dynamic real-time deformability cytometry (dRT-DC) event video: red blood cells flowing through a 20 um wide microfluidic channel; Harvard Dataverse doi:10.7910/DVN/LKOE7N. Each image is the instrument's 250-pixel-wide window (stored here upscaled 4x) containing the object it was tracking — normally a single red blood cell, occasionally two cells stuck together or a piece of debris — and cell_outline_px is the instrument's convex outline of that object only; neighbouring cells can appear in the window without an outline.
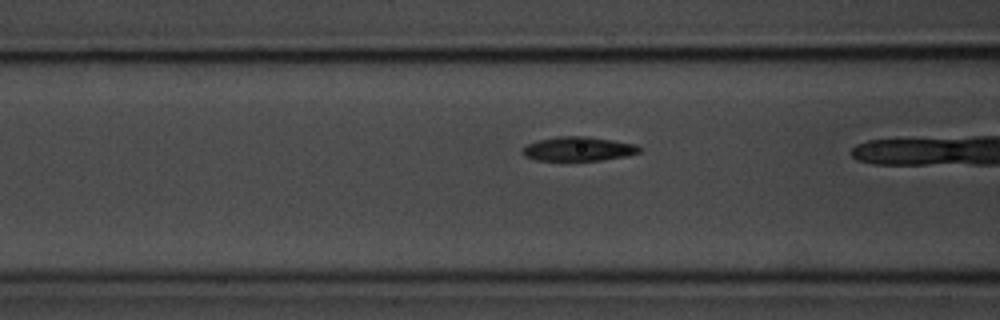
{"species": "common noctule bat (a hibernating species)", "species_latin": "Nyctalus noctula", "temperature_condition": "room temperature", "stored_images_in_passage": 9, "camera_frame_rate_fps": 3000, "um_per_image_px": 0.085, "animal": {"sex": "male", "body_mass_g": 20.1, "forearm_length_mm": 53.5}, "frame": {"image": 1, "passage_image": 7, "time_ms": 2.0, "image_size_px": [1000, 320], "cell_outline_px": [[640, 152], [624, 156], [600, 160], [536, 160], [524, 156], [520, 152], [520, 148], [528, 144], [540, 140], [560, 136], [584, 136], [612, 140], [636, 144], [640, 148]], "centroid_in_image_um": [49.11, 12.65], "position_along_channel_um": 117.5, "area_um2": 16.3}}